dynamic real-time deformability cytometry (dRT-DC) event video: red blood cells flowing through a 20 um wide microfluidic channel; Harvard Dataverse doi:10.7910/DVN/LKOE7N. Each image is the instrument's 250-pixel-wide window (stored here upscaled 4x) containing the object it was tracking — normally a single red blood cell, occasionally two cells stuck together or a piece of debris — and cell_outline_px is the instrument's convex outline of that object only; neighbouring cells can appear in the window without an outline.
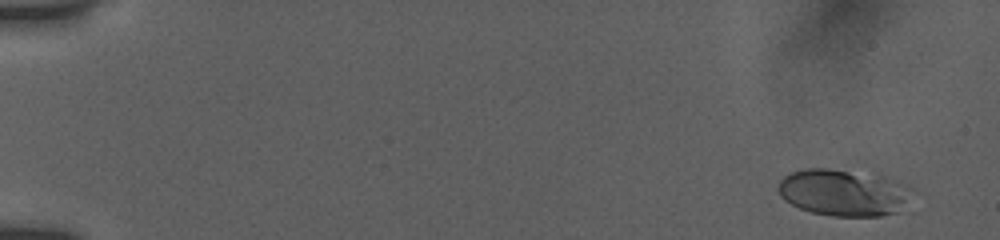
{"species": "human", "species_latin": "Homo sapiens", "temperature_condition": "room temperature", "stored_images_in_passage": 14, "camera_frame_rate_fps": 3000, "um_per_image_px": 0.085, "donor": {"sex": "female"}, "frame": {"image": 1, "passage_image": 1, "time_ms": 0.0, "image_size_px": [1000, 240], "cell_outline_px": [[912, 188], [896, 212], [880, 216], [832, 216], [812, 212], [800, 208], [784, 200], [780, 196], [776, 188], [780, 180], [784, 176], [792, 172], [804, 168], [828, 168], [876, 172], [908, 184]], "centroid_in_image_um": [71.66, 16.32], "position_along_channel_um": 13.3, "area_um2": 36.88}}